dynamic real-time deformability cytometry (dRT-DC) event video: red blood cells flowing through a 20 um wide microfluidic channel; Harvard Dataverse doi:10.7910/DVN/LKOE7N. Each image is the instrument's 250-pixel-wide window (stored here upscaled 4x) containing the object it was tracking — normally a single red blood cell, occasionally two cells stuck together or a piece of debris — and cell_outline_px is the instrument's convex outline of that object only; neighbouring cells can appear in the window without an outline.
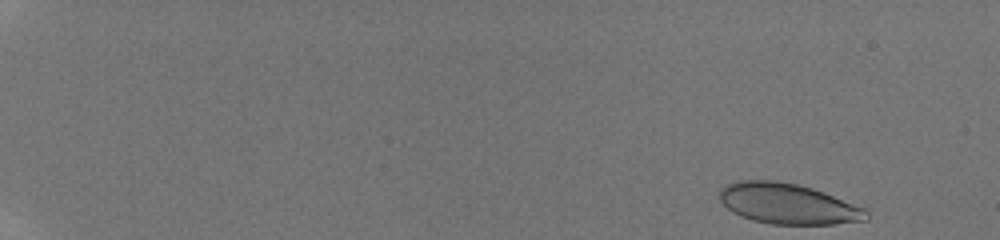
{"species": "human", "species_latin": "Homo sapiens", "temperature_condition": "room temperature", "stored_images_in_passage": 15, "camera_frame_rate_fps": 3000, "um_per_image_px": 0.085, "donor": {"sex": "male"}, "frame": {"image": 1, "passage_image": 1, "time_ms": 0.0, "image_size_px": [1000, 240], "cell_outline_px": [[868, 220], [836, 224], [772, 224], [752, 220], [740, 216], [732, 212], [720, 200], [720, 188], [728, 184], [740, 180], [776, 180], [796, 184], [812, 188], [824, 192], [864, 208], [868, 212]], "centroid_in_image_um": [66.97, 17.32], "position_along_channel_um": 18.0, "area_um2": 34.62}}
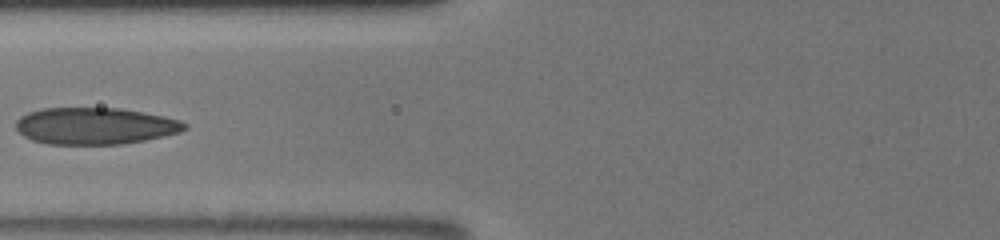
{"frame": {"image": 2, "passage_image": 10, "time_ms": 7.0, "image_size_px": [1000, 240], "cell_outline_px": [[188, 128], [180, 132], [164, 136], [144, 140], [120, 144], [48, 144], [32, 140], [24, 136], [16, 128], [16, 120], [20, 116], [28, 112], [40, 108], [120, 108], [144, 112], [164, 116], [180, 120], [188, 124]], "centroid_in_image_um": [8.08, 10.7], "position_along_channel_um": 117.7, "area_um2": 36.3}}
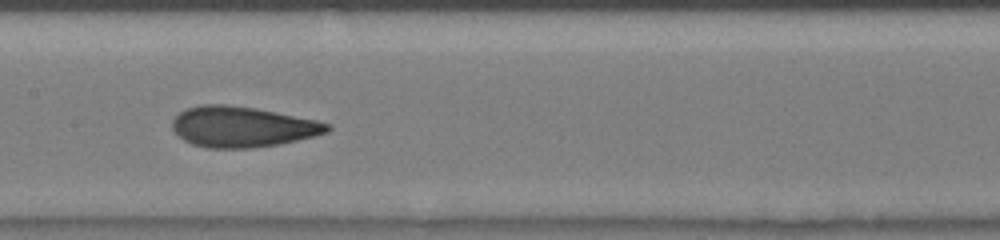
{"frame": {"image": 3, "passage_image": 13, "time_ms": 8.667, "image_size_px": [1000, 240], "cell_outline_px": [[332, 128], [328, 132], [280, 144], [252, 148], [208, 148], [192, 144], [184, 140], [172, 128], [172, 120], [180, 112], [188, 108], [200, 104], [224, 104], [256, 108], [316, 120], [332, 124]], "centroid_in_image_um": [20.6, 10.77], "position_along_channel_um": 186.8, "area_um2": 36.59}}